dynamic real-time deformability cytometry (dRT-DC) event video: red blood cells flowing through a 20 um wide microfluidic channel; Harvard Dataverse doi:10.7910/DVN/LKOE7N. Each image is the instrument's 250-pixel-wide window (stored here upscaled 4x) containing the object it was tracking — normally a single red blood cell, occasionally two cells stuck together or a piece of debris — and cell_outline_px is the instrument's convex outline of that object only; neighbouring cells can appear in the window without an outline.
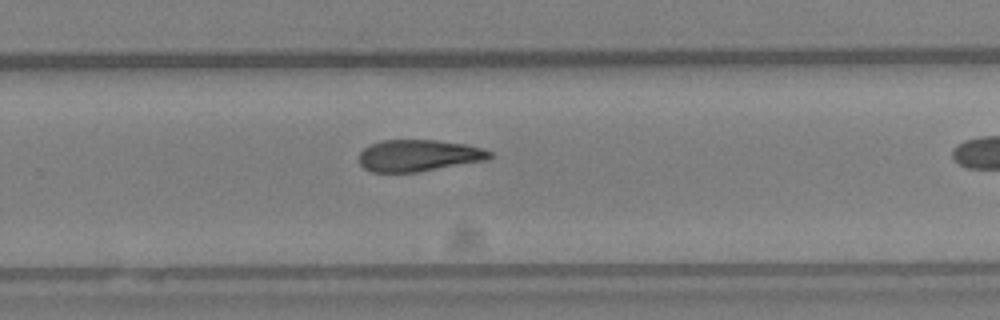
{"species": "Egyptian fruit bat (a non-hibernating species)", "species_latin": "Rousettus aegyptiacus", "temperature_condition": "warm", "stored_images_in_passage": 22, "camera_frame_rate_fps": 3000, "um_per_image_px": 0.085, "animal": {"sex": "female"}, "frame": {"image": 1, "passage_image": 16, "time_ms": 5.0, "image_size_px": [1000, 320], "cell_outline_px": [[492, 156], [488, 160], [416, 172], [372, 172], [364, 168], [360, 164], [360, 152], [364, 148], [372, 144], [384, 140], [436, 140], [464, 144], [480, 148], [492, 152]], "centroid_in_image_um": [35.59, 13.22], "position_along_channel_um": 294.2, "area_um2": 23.93}}